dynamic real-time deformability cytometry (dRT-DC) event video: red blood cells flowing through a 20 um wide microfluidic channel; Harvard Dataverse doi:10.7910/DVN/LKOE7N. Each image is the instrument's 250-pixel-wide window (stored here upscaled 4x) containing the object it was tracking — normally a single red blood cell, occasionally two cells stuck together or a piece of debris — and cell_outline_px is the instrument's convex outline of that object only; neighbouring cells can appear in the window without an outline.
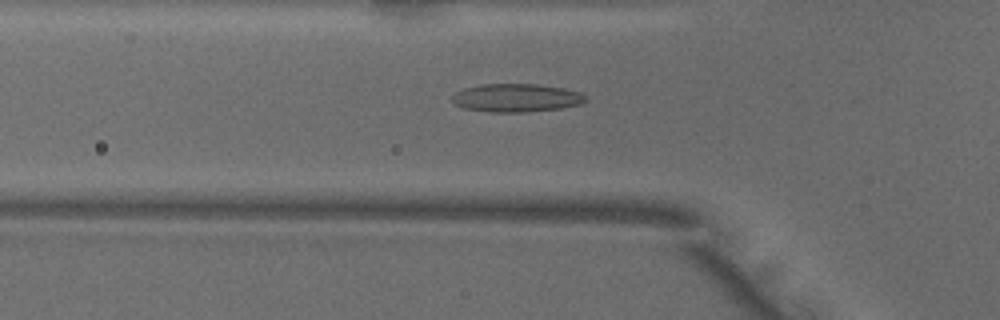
{"species": "common noctule bat (a hibernating species)", "species_latin": "Nyctalus noctula", "temperature_condition": "warm", "stored_images_in_passage": 49, "camera_frame_rate_fps": 3000, "um_per_image_px": 0.085, "animal": {"sex": "male", "body_mass_g": 18.8}, "frame": {"image": 1, "passage_image": 16, "time_ms": 5.0, "image_size_px": [1000, 320], "cell_outline_px": [[588, 100], [580, 104], [560, 108], [524, 112], [492, 112], [464, 108], [456, 104], [448, 96], [464, 88], [484, 84], [536, 84], [564, 88], [580, 92], [588, 96]], "centroid_in_image_um": [43.9, 8.31], "position_along_channel_um": 81.9, "area_um2": 22.02}}
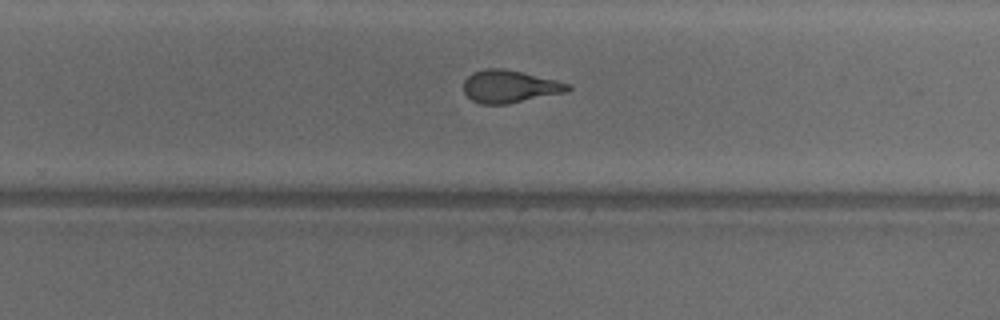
{"frame": {"image": 2, "passage_image": 31, "time_ms": 10.0, "image_size_px": [1000, 320], "cell_outline_px": [[572, 88], [568, 92], [508, 104], [480, 104], [472, 100], [464, 92], [464, 80], [472, 72], [484, 68], [504, 68], [556, 80], [572, 84]], "centroid_in_image_um": [43.34, 7.35], "position_along_channel_um": 286.5, "area_um2": 20.0}}
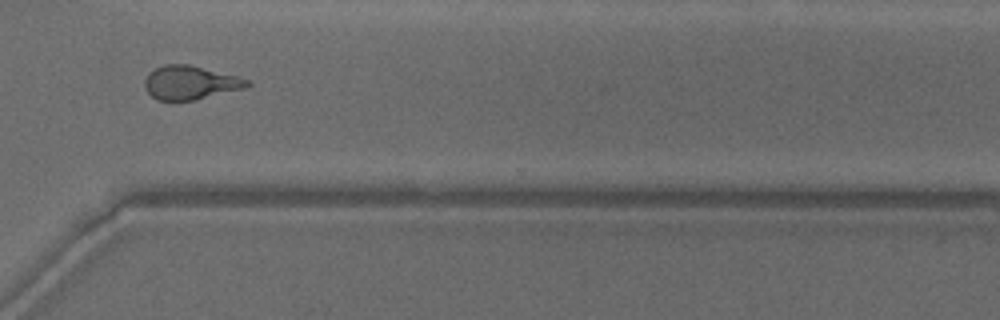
{"frame": {"image": 3, "passage_image": 36, "time_ms": 11.667, "image_size_px": [1000, 320], "cell_outline_px": [[252, 84], [248, 88], [192, 100], [156, 100], [148, 92], [144, 84], [144, 80], [148, 72], [164, 64], [188, 64], [236, 76], [248, 80]], "centroid_in_image_um": [16.17, 7.02], "position_along_channel_um": 354.4, "area_um2": 20.06}, "authors_computed_cell_mechanics": {"area_um2": 20.7502, "velocity_mm_per_s": 4.0693, "shape_relaxation_time_tau1_ms": 6.0827, "shape_relaxation_time_tau2_ms": 1.4446, "deformation_change_tau1": 0.2008, "deformation_change_tau2": 0.0984}}